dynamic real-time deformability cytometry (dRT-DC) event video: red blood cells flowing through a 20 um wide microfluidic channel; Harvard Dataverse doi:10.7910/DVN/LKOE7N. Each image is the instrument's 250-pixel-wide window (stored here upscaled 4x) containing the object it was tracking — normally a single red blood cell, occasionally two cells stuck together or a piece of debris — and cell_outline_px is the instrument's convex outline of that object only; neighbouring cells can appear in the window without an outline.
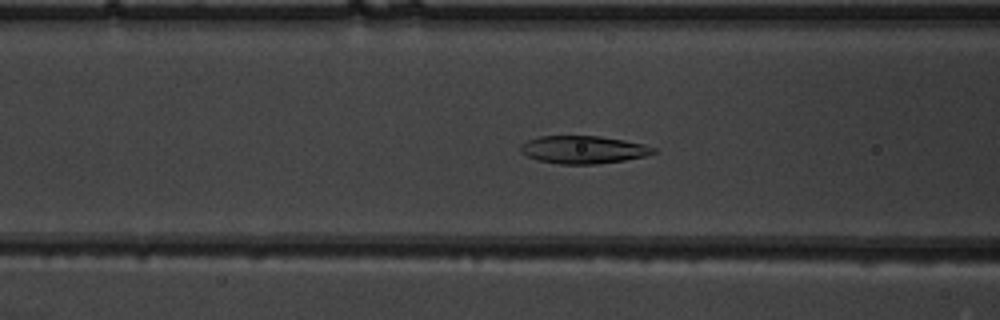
{"species": "common noctule bat (a hibernating species)", "species_latin": "Nyctalus noctula", "temperature_condition": "warm", "stored_images_in_passage": 53, "camera_frame_rate_fps": 3000, "um_per_image_px": 0.085, "animal": {"sex": "male", "body_mass_g": 19.5, "forearm_length_mm": 54.6}, "frame": {"image": 1, "passage_image": 22, "time_ms": 7.0, "image_size_px": [1000, 320], "cell_outline_px": [[656, 152], [644, 156], [624, 160], [596, 164], [560, 164], [540, 160], [528, 156], [520, 152], [520, 144], [528, 140], [540, 136], [600, 136], [624, 140], [644, 144], [656, 148]], "centroid_in_image_um": [49.58, 12.71], "position_along_channel_um": 117.0, "area_um2": 21.39}}
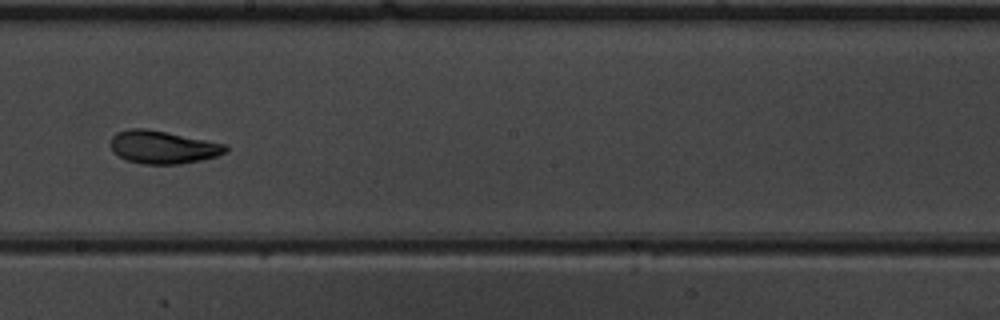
{"frame": {"image": 2, "passage_image": 31, "time_ms": 10.0, "image_size_px": [1000, 320], "cell_outline_px": [[228, 148], [224, 152], [216, 156], [200, 160], [180, 164], [144, 164], [128, 160], [112, 152], [108, 144], [112, 136], [116, 132], [128, 128], [144, 128], [228, 144]], "centroid_in_image_um": [13.79, 12.5], "position_along_channel_um": 234.4, "area_um2": 22.08}}
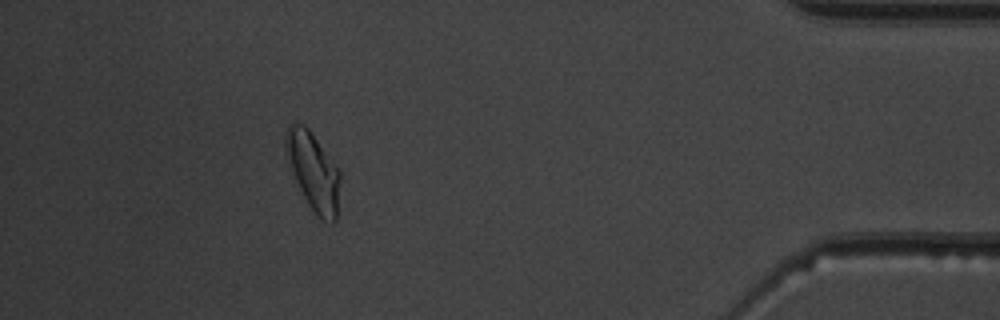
{"frame": {"image": 3, "passage_image": 48, "time_ms": 15.667, "image_size_px": [1000, 320], "cell_outline_px": [[340, 180], [336, 220], [332, 224], [316, 216], [308, 204], [296, 180], [284, 152], [284, 132], [288, 124], [304, 124], [308, 128], [340, 168]], "centroid_in_image_um": [26.63, 14.53], "position_along_channel_um": 408.6, "area_um2": 24.91}, "authors_computed_cell_mechanics": {"area_um2": 22.6576, "velocity_mm_per_s": 3.9192, "shape_relaxation_time_tau1_ms": 8.4509, "shape_relaxation_time_tau2_ms": 3.0853, "deformation_change_tau1": 0.2187, "deformation_change_tau2": 0.0798}}